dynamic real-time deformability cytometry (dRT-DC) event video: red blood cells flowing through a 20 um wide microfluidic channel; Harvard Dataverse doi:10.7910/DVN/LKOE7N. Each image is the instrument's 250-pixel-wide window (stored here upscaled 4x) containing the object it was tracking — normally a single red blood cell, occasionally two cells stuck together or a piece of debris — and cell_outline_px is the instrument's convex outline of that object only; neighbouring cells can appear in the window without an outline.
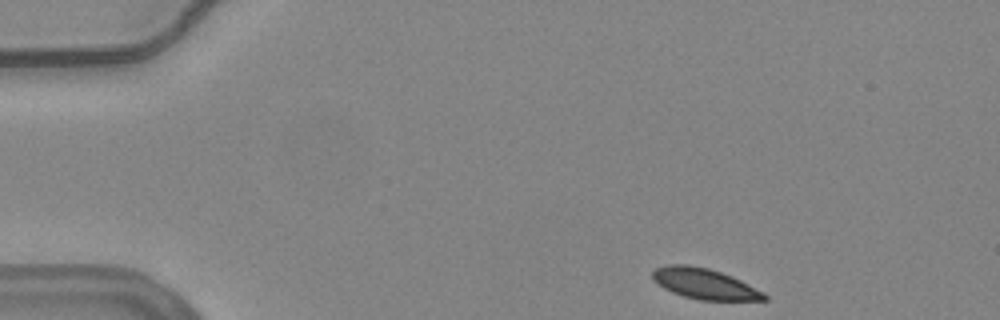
{"species": "common noctule bat (a hibernating species)", "species_latin": "Nyctalus noctula", "temperature_condition": "warm", "stored_images_in_passage": 49, "camera_frame_rate_fps": 3000, "um_per_image_px": 0.085, "animal": {"sex": "female", "body_mass_g": 24.6, "forearm_length_mm": 56.2}, "frame": {"image": 1, "passage_image": 1, "time_ms": 0.0, "image_size_px": [1000, 320], "cell_outline_px": [[768, 300], [700, 300], [684, 296], [672, 292], [664, 288], [652, 280], [652, 272], [656, 268], [668, 264], [688, 264], [708, 268], [732, 276], [764, 292], [768, 296]], "centroid_in_image_um": [59.88, 24.11], "position_along_channel_um": 25.1, "area_um2": 19.94}}
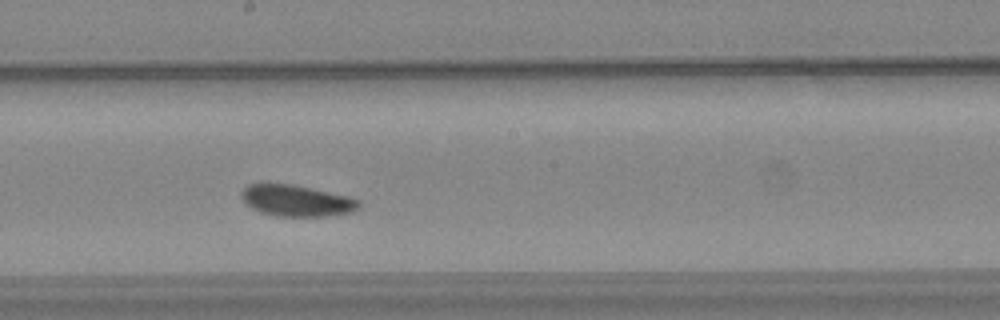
{"frame": {"image": 2, "passage_image": 24, "time_ms": 7.667, "image_size_px": [1000, 320], "cell_outline_px": [[360, 208], [352, 212], [328, 216], [276, 216], [260, 212], [252, 208], [240, 196], [240, 192], [248, 184], [260, 180], [292, 184], [348, 196], [360, 200]], "centroid_in_image_um": [25.15, 17.02], "position_along_channel_um": 223.0, "area_um2": 22.02}}
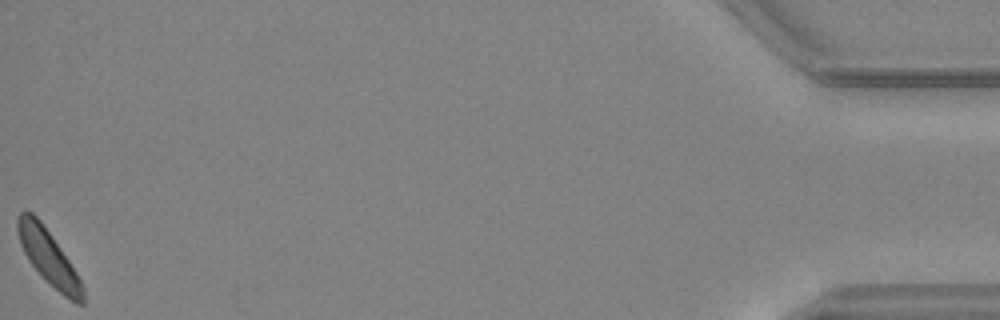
{"frame": {"image": 3, "passage_image": 49, "time_ms": 16.0, "image_size_px": [1000, 320], "cell_outline_px": [[84, 304], [76, 304], [64, 296], [44, 280], [28, 260], [20, 244], [16, 228], [16, 216], [20, 212], [32, 212], [40, 220], [60, 248], [76, 272], [84, 288]], "centroid_in_image_um": [4.1, 21.88], "position_along_channel_um": 431.1, "area_um2": 20.69}, "authors_computed_cell_mechanics": {"area_um2": 21.2126, "velocity_mm_per_s": 3.679, "shape_relaxation_time_tau1_ms": 2.5071, "shape_relaxation_time_tau2_ms": null, "deformation_change_tau1": 0.0748, "deformation_change_tau2": null}}